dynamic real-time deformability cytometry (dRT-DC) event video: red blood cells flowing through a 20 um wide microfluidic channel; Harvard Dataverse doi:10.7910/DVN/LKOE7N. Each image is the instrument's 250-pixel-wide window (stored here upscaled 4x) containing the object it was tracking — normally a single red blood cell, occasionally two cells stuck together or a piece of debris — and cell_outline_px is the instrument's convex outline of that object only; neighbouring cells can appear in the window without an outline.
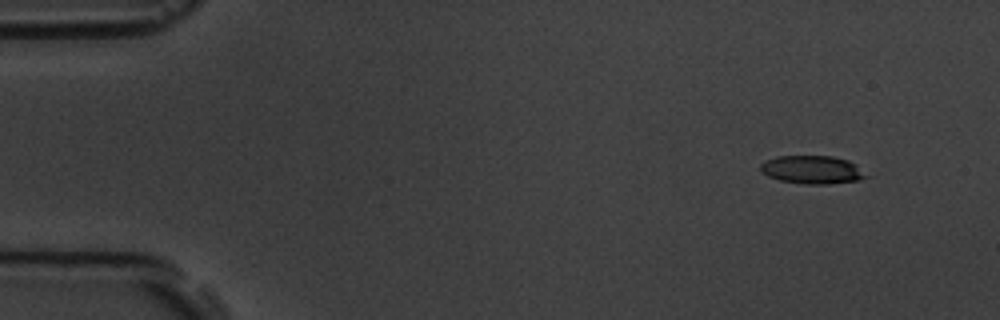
{"species": "common noctule bat (a hibernating species)", "species_latin": "Nyctalus noctula", "temperature_condition": "room temperature", "stored_images_in_passage": 5, "camera_frame_rate_fps": 3000, "um_per_image_px": 0.085, "animal": {"sex": "male", "body_mass_g": 19.5, "forearm_length_mm": 54.6}, "frame": {"image": 1, "passage_image": 1, "time_ms": 0.0, "image_size_px": [1000, 320], "cell_outline_px": [[872, 176], [860, 180], [828, 184], [804, 184], [780, 180], [768, 176], [760, 172], [760, 164], [764, 160], [776, 156], [832, 156], [848, 160], [856, 164]], "centroid_in_image_um": [69.07, 14.42], "position_along_channel_um": 15.9, "area_um2": 17.69}}
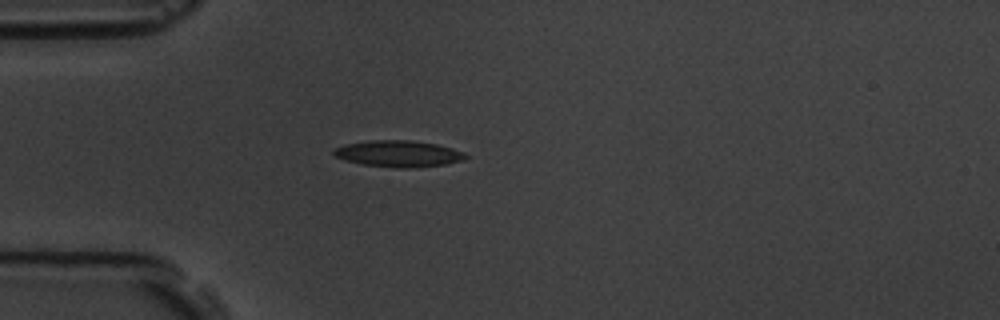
{"frame": {"image": 2, "passage_image": 4, "time_ms": 3.667, "image_size_px": [1000, 320], "cell_outline_px": [[468, 156], [464, 160], [444, 164], [408, 168], [396, 168], [364, 164], [344, 160], [336, 156], [332, 152], [332, 148], [344, 144], [372, 140], [412, 140], [436, 144], [452, 148], [464, 152]], "centroid_in_image_um": [33.85, 13.05], "position_along_channel_um": 51.2, "area_um2": 20.29}}